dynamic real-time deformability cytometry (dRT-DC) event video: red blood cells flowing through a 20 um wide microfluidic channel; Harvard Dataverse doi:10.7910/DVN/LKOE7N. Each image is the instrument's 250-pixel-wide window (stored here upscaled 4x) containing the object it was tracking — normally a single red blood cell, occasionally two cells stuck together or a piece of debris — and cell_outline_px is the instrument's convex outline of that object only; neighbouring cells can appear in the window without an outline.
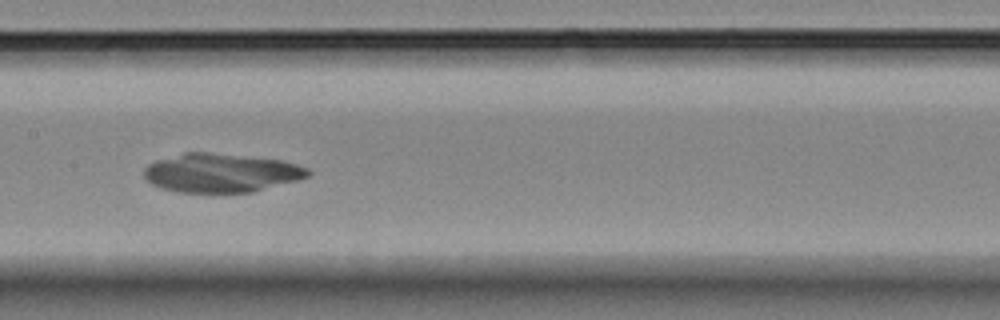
{"species": "Egyptian fruit bat (a non-hibernating species)", "species_latin": "Rousettus aegyptiacus", "temperature_condition": "room temperature", "stored_images_in_passage": 8, "camera_frame_rate_fps": 3000, "um_per_image_px": 0.085, "animal": {"sex": "female"}, "frame": {"image": 1, "passage_image": 6, "time_ms": 5.667, "image_size_px": [1000, 320], "cell_outline_px": [[312, 172], [308, 176], [296, 180], [252, 192], [176, 192], [160, 188], [152, 184], [144, 176], [144, 168], [148, 164], [156, 160], [184, 152], [212, 152], [284, 160], [308, 168]], "centroid_in_image_um": [18.77, 14.68], "position_along_channel_um": 188.6, "area_um2": 37.17}}
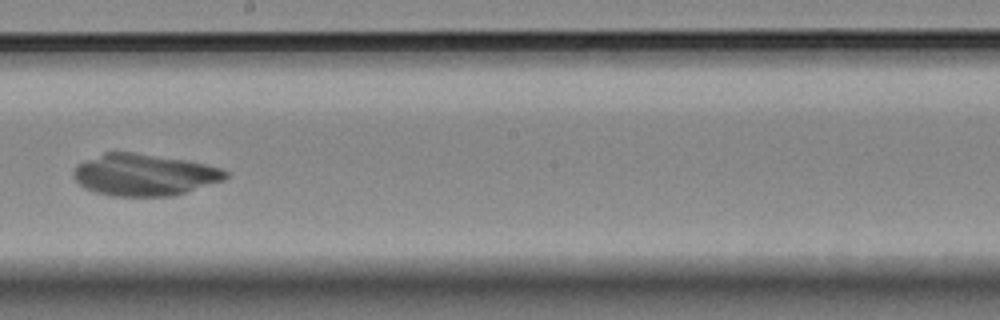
{"frame": {"image": 2, "passage_image": 7, "time_ms": 7.0, "image_size_px": [1000, 320], "cell_outline_px": [[228, 176], [224, 180], [172, 196], [112, 196], [96, 192], [84, 188], [72, 176], [72, 172], [76, 164], [104, 152], [136, 152], [188, 160], [220, 168], [228, 172]], "centroid_in_image_um": [12.23, 14.85], "position_along_channel_um": 236.0, "area_um2": 37.11}}
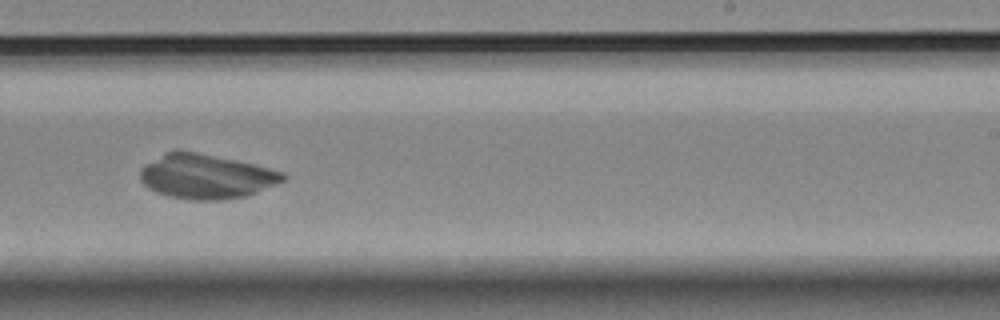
{"frame": {"image": 3, "passage_image": 8, "time_ms": 8.0, "image_size_px": [1000, 320], "cell_outline_px": [[288, 176], [284, 180], [276, 184], [248, 196], [220, 200], [192, 200], [168, 196], [156, 192], [148, 188], [140, 180], [140, 168], [144, 164], [164, 152], [176, 148], [180, 148], [236, 160], [284, 172]], "centroid_in_image_um": [17.47, 14.98], "position_along_channel_um": 271.5, "area_um2": 37.57}}